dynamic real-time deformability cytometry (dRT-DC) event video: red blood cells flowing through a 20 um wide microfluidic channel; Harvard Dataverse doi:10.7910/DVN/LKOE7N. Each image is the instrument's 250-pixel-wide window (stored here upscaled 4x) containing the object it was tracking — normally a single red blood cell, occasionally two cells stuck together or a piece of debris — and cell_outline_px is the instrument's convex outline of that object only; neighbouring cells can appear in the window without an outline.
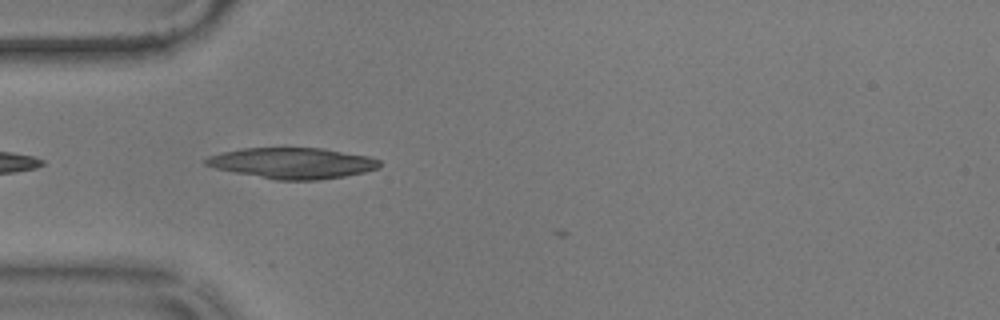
{"species": "common noctule bat (a hibernating species)", "species_latin": "Nyctalus noctula", "temperature_condition": "warm", "stored_images_in_passage": 8, "camera_frame_rate_fps": 3000, "um_per_image_px": 0.085, "animal": {"sex": "male", "body_mass_g": 17.9}, "frame": {"image": 1, "passage_image": 1, "time_ms": 0.0, "image_size_px": [1000, 320], "cell_outline_px": [[380, 168], [364, 172], [344, 176], [320, 180], [276, 180], [216, 168], [204, 164], [204, 160], [208, 156], [220, 152], [240, 148], [324, 148], [368, 156], [380, 160]], "centroid_in_image_um": [24.87, 13.86], "position_along_channel_um": 60.1, "area_um2": 31.27}}
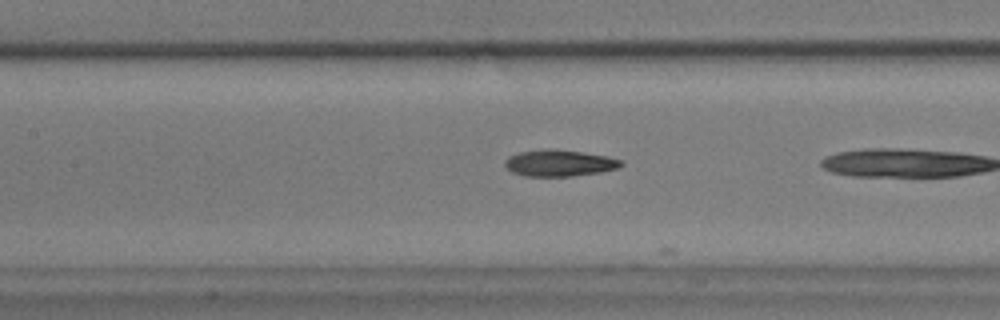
{"frame": {"image": 2, "passage_image": 7, "time_ms": 2.0, "image_size_px": [1000, 320], "cell_outline_px": [[624, 164], [616, 168], [600, 172], [572, 176], [524, 176], [512, 172], [504, 164], [504, 160], [508, 156], [520, 152], [544, 148], [552, 148], [608, 156], [624, 160]], "centroid_in_image_um": [47.53, 13.85], "position_along_channel_um": 159.9, "area_um2": 18.03}}